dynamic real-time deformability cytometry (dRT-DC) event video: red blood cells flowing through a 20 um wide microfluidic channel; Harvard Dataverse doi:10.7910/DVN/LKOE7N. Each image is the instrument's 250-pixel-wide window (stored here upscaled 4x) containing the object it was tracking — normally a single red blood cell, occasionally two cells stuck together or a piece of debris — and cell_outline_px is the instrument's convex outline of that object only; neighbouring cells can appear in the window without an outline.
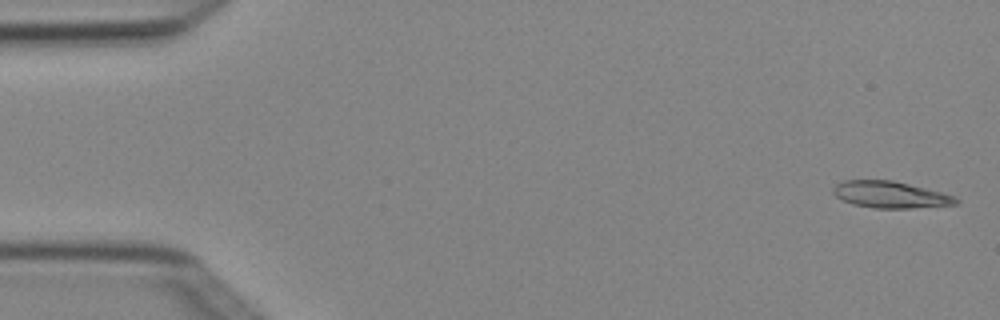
{"species": "Egyptian fruit bat (a non-hibernating species)", "species_latin": "Rousettus aegyptiacus", "temperature_condition": "cold", "stored_images_in_passage": 4, "camera_frame_rate_fps": 3000, "um_per_image_px": 0.085, "animal": {"sex": "female"}, "frame": {"image": 1, "passage_image": 1, "time_ms": 0.0, "image_size_px": [1000, 320], "cell_outline_px": [[960, 200], [956, 204], [912, 208], [872, 208], [852, 204], [836, 196], [832, 192], [832, 188], [836, 184], [844, 180], [892, 180], [956, 196]], "centroid_in_image_um": [75.66, 16.55], "position_along_channel_um": 9.3, "area_um2": 18.96}}
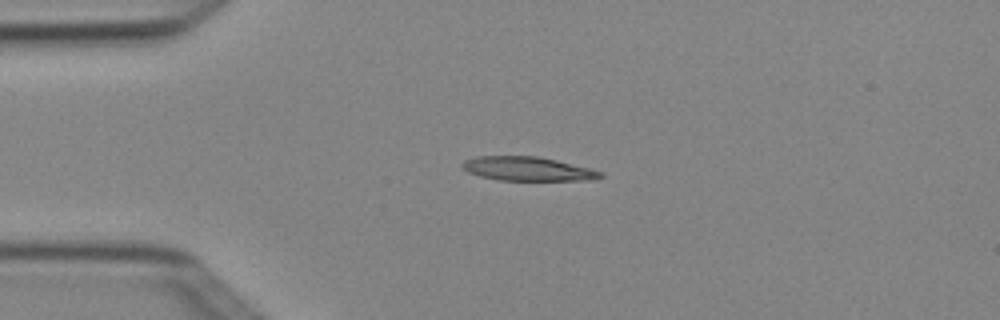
{"frame": {"image": 2, "passage_image": 3, "time_ms": 0.667, "image_size_px": [1000, 320], "cell_outline_px": [[604, 176], [596, 180], [500, 180], [480, 176], [468, 172], [460, 164], [464, 160], [476, 156], [536, 156], [556, 160], [604, 172]], "centroid_in_image_um": [44.86, 14.35], "position_along_channel_um": 40.1, "area_um2": 19.25}}